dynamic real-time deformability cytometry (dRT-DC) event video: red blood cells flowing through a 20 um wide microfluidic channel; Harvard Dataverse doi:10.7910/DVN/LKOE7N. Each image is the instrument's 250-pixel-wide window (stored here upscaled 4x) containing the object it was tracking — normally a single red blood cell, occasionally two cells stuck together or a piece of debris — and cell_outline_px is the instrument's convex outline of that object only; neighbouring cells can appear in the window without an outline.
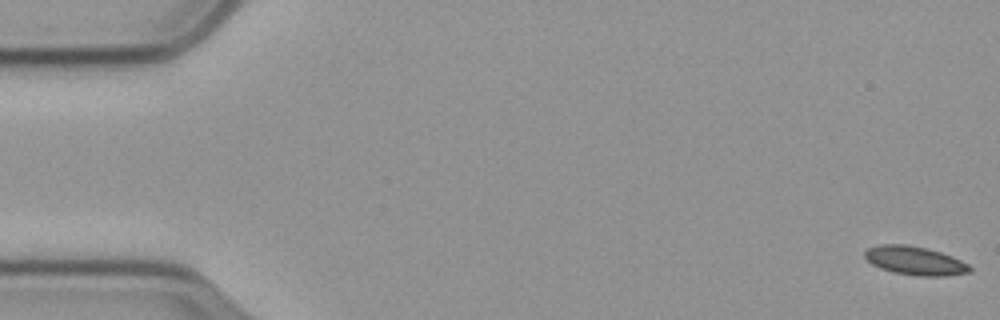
{"species": "common noctule bat (a hibernating species)", "species_latin": "Nyctalus noctula", "temperature_condition": "cold", "stored_images_in_passage": 59, "camera_frame_rate_fps": 3000, "um_per_image_px": 0.085, "animal": {"sex": "male", "body_mass_g": 23.1, "forearm_length_mm": 52.7}, "frame": {"image": 1, "passage_image": 1, "time_ms": 0.0, "image_size_px": [1000, 320], "cell_outline_px": [[972, 272], [944, 276], [916, 276], [892, 272], [880, 268], [872, 264], [864, 256], [864, 252], [868, 248], [880, 244], [904, 244], [924, 248], [940, 252], [952, 256], [968, 264], [972, 268]], "centroid_in_image_um": [77.77, 22.17], "position_along_channel_um": 7.2, "area_um2": 17.51}}
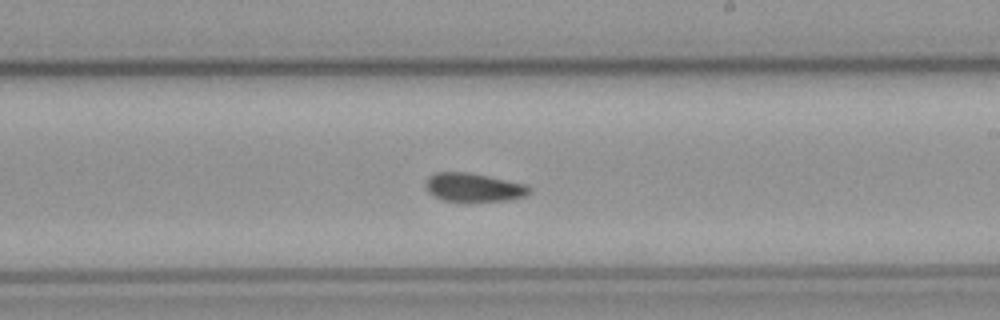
{"frame": {"image": 2, "passage_image": 34, "time_ms": 11.0, "image_size_px": [1000, 320], "cell_outline_px": [[532, 192], [524, 196], [508, 200], [444, 200], [428, 192], [424, 188], [424, 184], [428, 176], [436, 172], [468, 172], [488, 176], [524, 184], [532, 188]], "centroid_in_image_um": [40.23, 15.9], "position_along_channel_um": 248.8, "area_um2": 16.99}}
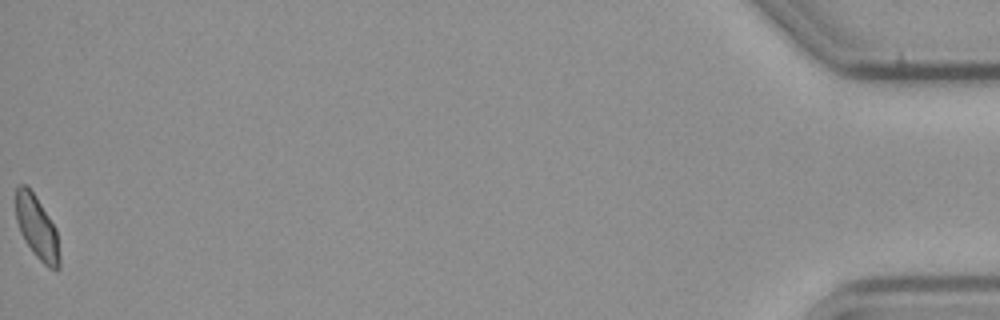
{"frame": {"image": 3, "passage_image": 59, "time_ms": 19.333, "image_size_px": [1000, 320], "cell_outline_px": [[60, 268], [56, 272], [48, 268], [36, 256], [24, 240], [20, 232], [16, 220], [16, 188], [20, 184], [24, 184], [36, 196], [56, 228], [60, 256]], "centroid_in_image_um": [3.16, 19.39], "position_along_channel_um": 432.0, "area_um2": 16.18}}